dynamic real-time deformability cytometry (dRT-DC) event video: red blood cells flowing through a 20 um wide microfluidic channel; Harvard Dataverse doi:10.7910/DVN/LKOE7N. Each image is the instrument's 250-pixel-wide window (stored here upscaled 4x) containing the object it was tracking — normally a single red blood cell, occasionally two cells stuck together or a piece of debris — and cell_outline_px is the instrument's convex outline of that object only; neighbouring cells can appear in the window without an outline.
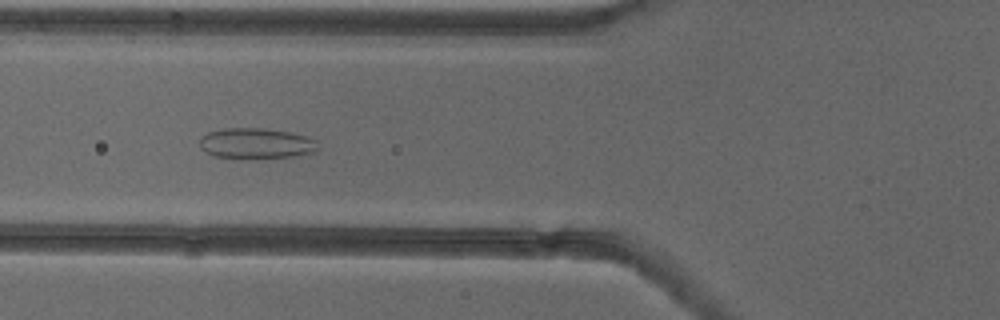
{"species": "common noctule bat (a hibernating species)", "species_latin": "Nyctalus noctula", "temperature_condition": "cold", "stored_images_in_passage": 38, "camera_frame_rate_fps": 3000, "um_per_image_px": 0.085, "animal": {"sex": "female"}, "frame": {"image": 1, "passage_image": 6, "time_ms": 1.667, "image_size_px": [1000, 320], "cell_outline_px": [[316, 152], [292, 156], [212, 156], [200, 148], [200, 136], [208, 132], [224, 128], [264, 128], [292, 132], [308, 136], [316, 140]], "centroid_in_image_um": [21.76, 12.14], "position_along_channel_um": 104.0, "area_um2": 20.52}}
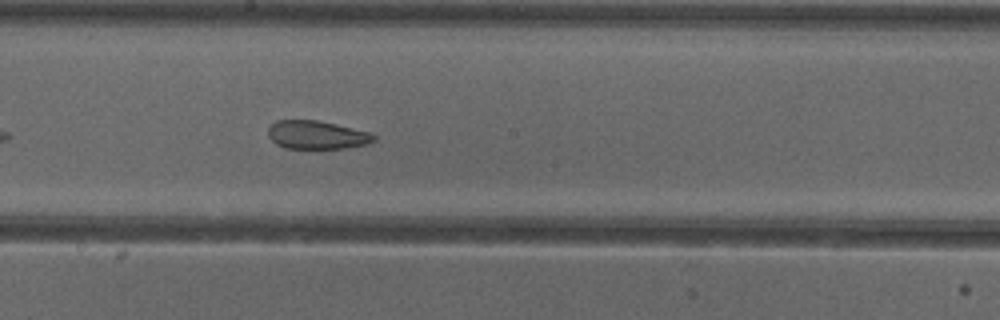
{"frame": {"image": 2, "passage_image": 15, "time_ms": 4.667, "image_size_px": [1000, 320], "cell_outline_px": [[376, 140], [364, 144], [344, 148], [284, 148], [276, 144], [268, 136], [268, 128], [276, 120], [316, 120], [336, 124], [372, 132], [376, 136]], "centroid_in_image_um": [26.93, 11.46], "position_along_channel_um": 221.3, "area_um2": 17.46}}
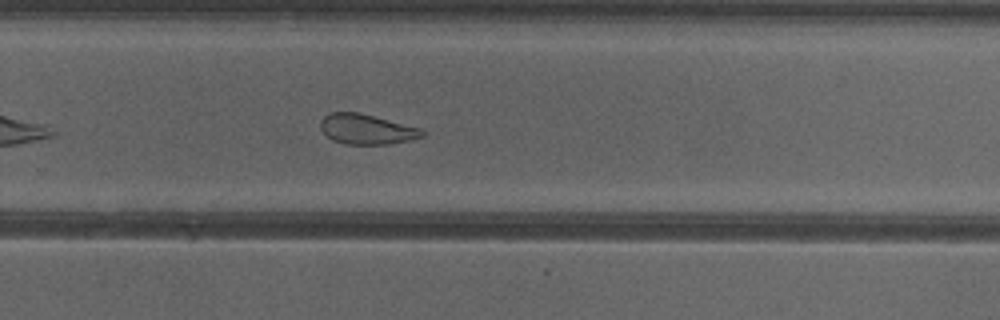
{"frame": {"image": 3, "passage_image": 21, "time_ms": 6.667, "image_size_px": [1000, 320], "cell_outline_px": [[428, 132], [424, 136], [408, 140], [388, 144], [344, 144], [332, 140], [320, 128], [320, 120], [328, 112], [360, 112], [420, 128]], "centroid_in_image_um": [31.15, 10.97], "position_along_channel_um": 298.6, "area_um2": 17.92}, "authors_computed_cell_mechanics": {"area_um2": 19.9988, "velocity_mm_per_s": 3.9007, "shape_relaxation_time_tau1_ms": null, "shape_relaxation_time_tau2_ms": 2.1547, "deformation_change_tau1": null, "deformation_change_tau2": 0.0979}}